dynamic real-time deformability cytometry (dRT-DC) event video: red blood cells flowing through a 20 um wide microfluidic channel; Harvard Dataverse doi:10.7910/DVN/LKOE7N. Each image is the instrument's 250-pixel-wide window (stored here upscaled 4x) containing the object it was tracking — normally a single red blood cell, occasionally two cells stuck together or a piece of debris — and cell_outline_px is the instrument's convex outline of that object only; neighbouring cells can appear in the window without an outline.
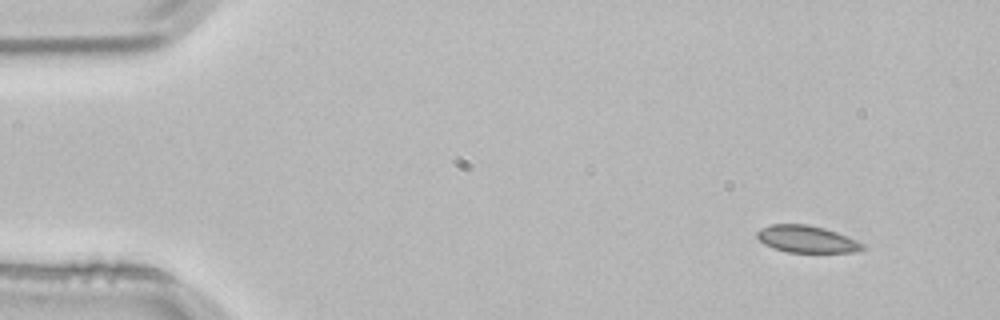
{"species": "common noctule bat (a hibernating species)", "species_latin": "Nyctalus noctula", "temperature_condition": "room temperature", "stored_images_in_passage": 3, "camera_frame_rate_fps": 3000, "um_per_image_px": 0.085, "animal": {"sex": "male", "body_mass_g": 21.5, "forearm_length_mm": 52.0}, "frame": {"image": 1, "passage_image": 1, "time_ms": 0.0, "image_size_px": [1000, 320], "cell_outline_px": [[864, 248], [856, 252], [788, 252], [764, 244], [756, 236], [756, 232], [760, 228], [768, 224], [808, 224], [824, 228], [836, 232], [856, 240], [864, 244]], "centroid_in_image_um": [68.54, 20.31], "position_along_channel_um": 16.5, "area_um2": 16.53}}